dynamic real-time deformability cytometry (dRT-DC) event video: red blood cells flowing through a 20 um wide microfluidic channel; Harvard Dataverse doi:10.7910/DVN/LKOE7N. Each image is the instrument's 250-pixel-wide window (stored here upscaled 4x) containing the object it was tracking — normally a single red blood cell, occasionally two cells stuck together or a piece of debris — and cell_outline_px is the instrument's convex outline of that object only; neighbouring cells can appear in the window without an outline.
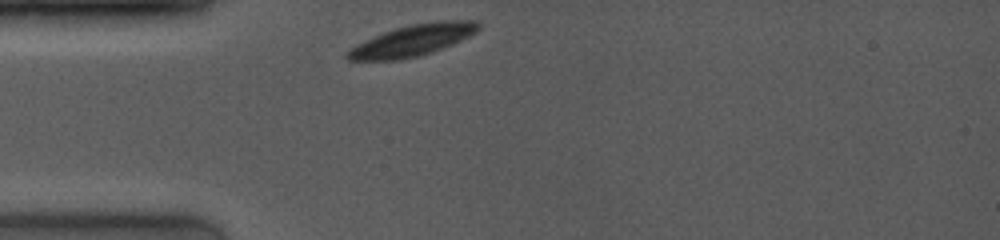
{"species": "common noctule bat (a hibernating species)", "species_latin": "Nyctalus noctula", "temperature_condition": "room temperature", "stored_images_in_passage": 17, "camera_frame_rate_fps": 4000, "um_per_image_px": 0.085, "animal": {"sex": "female", "body_mass_g": 19.0, "forearm_length_mm": 53.3}, "frame": {"image": 1, "passage_image": 1, "time_ms": 0.0, "image_size_px": [1000, 240], "cell_outline_px": [[480, 28], [476, 32], [452, 44], [432, 52], [420, 56], [400, 60], [348, 60], [344, 56], [344, 52], [356, 44], [364, 40], [384, 32], [396, 28], [412, 24], [436, 20], [476, 20], [480, 24]], "centroid_in_image_um": [35.05, 3.43], "position_along_channel_um": 50.0, "area_um2": 24.04}}
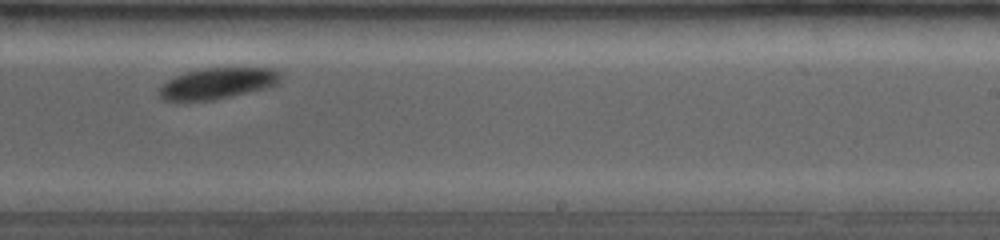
{"frame": {"image": 2, "passage_image": 15, "time_ms": 6.0, "image_size_px": [1000, 240], "cell_outline_px": [[284, 72], [280, 84], [272, 88], [212, 100], [164, 100], [160, 96], [156, 88], [168, 80], [184, 72], [208, 68], [276, 68]], "centroid_in_image_um": [18.61, 7.08], "position_along_channel_um": 270.4, "area_um2": 22.48}}